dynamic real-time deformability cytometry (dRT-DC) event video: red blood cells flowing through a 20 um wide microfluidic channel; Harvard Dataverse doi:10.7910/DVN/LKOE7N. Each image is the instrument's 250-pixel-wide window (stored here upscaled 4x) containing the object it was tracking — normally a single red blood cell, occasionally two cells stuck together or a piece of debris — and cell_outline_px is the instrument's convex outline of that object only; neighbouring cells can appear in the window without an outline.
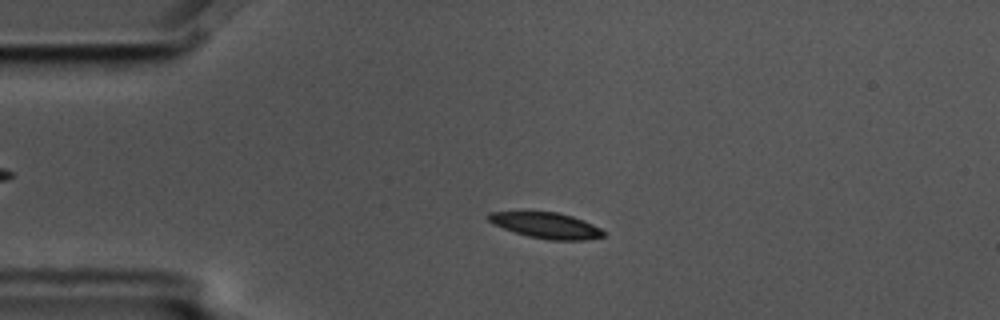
{"species": "common noctule bat (a hibernating species)", "species_latin": "Nyctalus noctula", "temperature_condition": "cold", "stored_images_in_passage": 57, "camera_frame_rate_fps": 3000, "um_per_image_px": 0.085, "animal": {"sex": "male", "body_mass_g": 17.5, "forearm_length_mm": 52.3}, "frame": {"image": 1, "passage_image": 13, "time_ms": 4.0, "image_size_px": [1000, 320], "cell_outline_px": [[604, 236], [584, 240], [548, 240], [528, 236], [504, 228], [488, 220], [484, 216], [488, 212], [556, 212], [572, 216], [584, 220], [600, 228], [604, 232]], "centroid_in_image_um": [46.43, 19.16], "position_along_channel_um": 38.6, "area_um2": 17.11}}
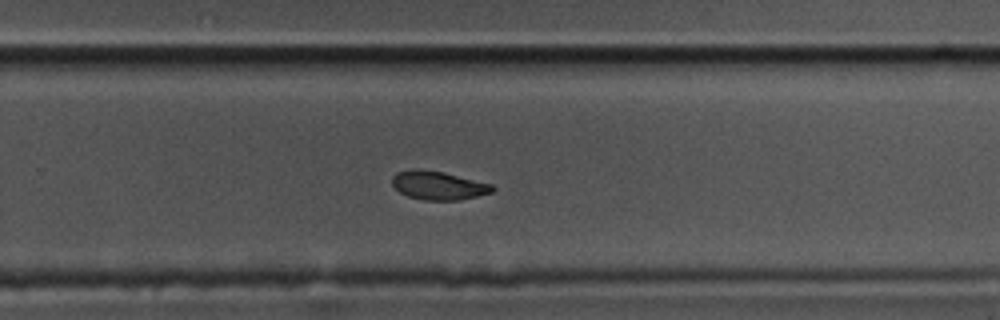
{"frame": {"image": 2, "passage_image": 37, "time_ms": 12.0, "image_size_px": [1000, 320], "cell_outline_px": [[496, 188], [492, 192], [460, 200], [424, 200], [408, 196], [400, 192], [392, 184], [392, 176], [396, 172], [412, 168], [416, 168], [444, 172], [492, 184]], "centroid_in_image_um": [37.24, 15.75], "position_along_channel_um": 292.6, "area_um2": 16.76}}
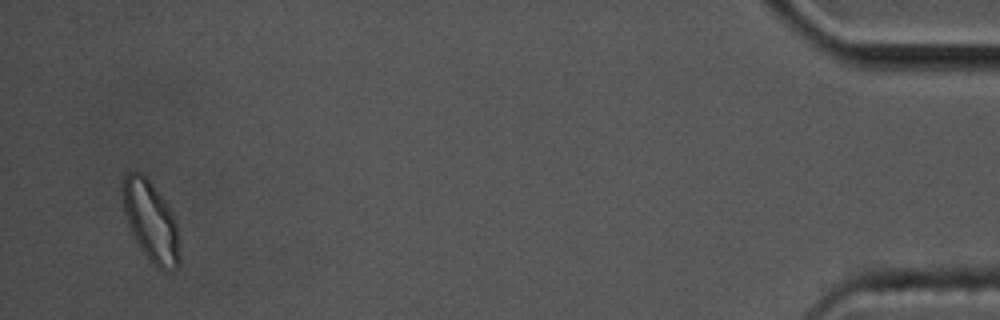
{"frame": {"image": 3, "passage_image": 55, "time_ms": 18.0, "image_size_px": [1000, 320], "cell_outline_px": [[180, 264], [172, 272], [164, 272], [156, 268], [148, 260], [140, 248], [128, 228], [124, 212], [120, 192], [120, 184], [124, 176], [128, 172], [140, 172], [152, 184], [168, 204], [176, 220], [180, 256]], "centroid_in_image_um": [12.8, 18.85], "position_along_channel_um": 422.4, "area_um2": 27.46}, "authors_computed_cell_mechanics": {"area_um2": 17.7446, "velocity_mm_per_s": 3.5369, "shape_relaxation_time_tau1_ms": null, "shape_relaxation_time_tau2_ms": 4.2494, "deformation_change_tau1": null, "deformation_change_tau2": 0.0839}}